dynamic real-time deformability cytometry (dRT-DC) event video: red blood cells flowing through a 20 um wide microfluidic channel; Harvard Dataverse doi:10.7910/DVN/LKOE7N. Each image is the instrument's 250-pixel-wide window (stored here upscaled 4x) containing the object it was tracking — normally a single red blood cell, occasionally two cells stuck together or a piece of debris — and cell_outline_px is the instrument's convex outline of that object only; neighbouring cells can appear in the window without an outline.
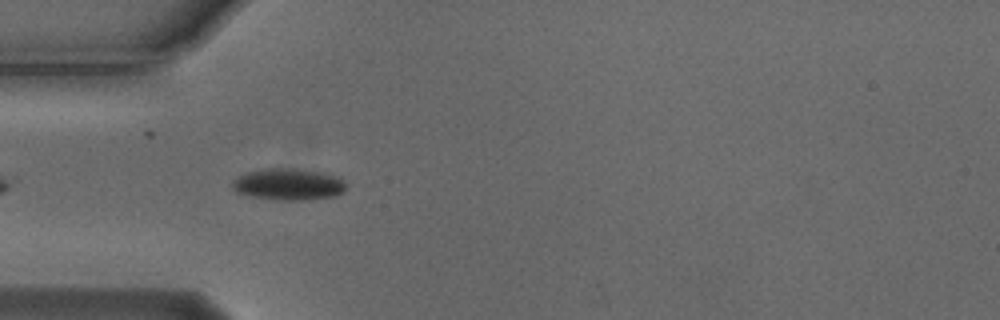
{"species": "Egyptian fruit bat (a non-hibernating species)", "species_latin": "Rousettus aegyptiacus", "temperature_condition": "cold", "stored_images_in_passage": 42, "camera_frame_rate_fps": 3000, "um_per_image_px": 0.085, "animal": {"sex": "male"}, "frame": {"image": 1, "passage_image": 4, "time_ms": 1.0, "image_size_px": [1000, 320], "cell_outline_px": [[344, 192], [336, 196], [304, 200], [280, 200], [252, 196], [240, 192], [232, 188], [232, 184], [240, 176], [248, 172], [268, 168], [296, 168], [320, 172], [332, 176], [340, 180], [344, 184]], "centroid_in_image_um": [24.53, 15.67], "position_along_channel_um": 60.5, "area_um2": 20.4}}
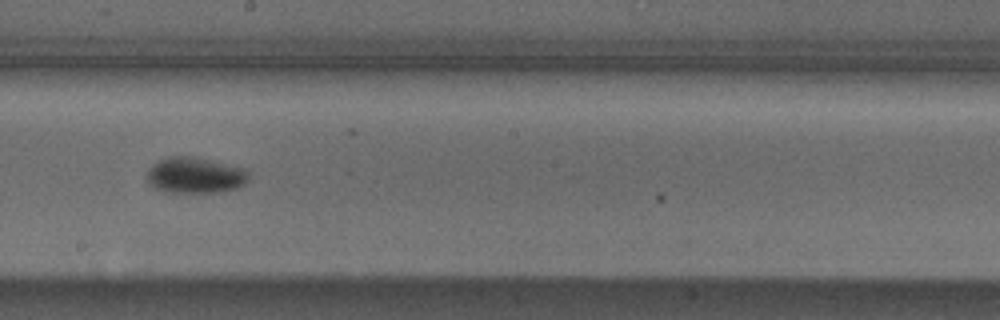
{"frame": {"image": 2, "passage_image": 18, "time_ms": 5.667, "image_size_px": [1000, 320], "cell_outline_px": [[248, 176], [244, 184], [236, 188], [216, 192], [164, 192], [148, 184], [148, 168], [160, 160], [168, 156], [192, 156], [244, 168]], "centroid_in_image_um": [16.54, 14.9], "position_along_channel_um": 231.7, "area_um2": 21.04}}
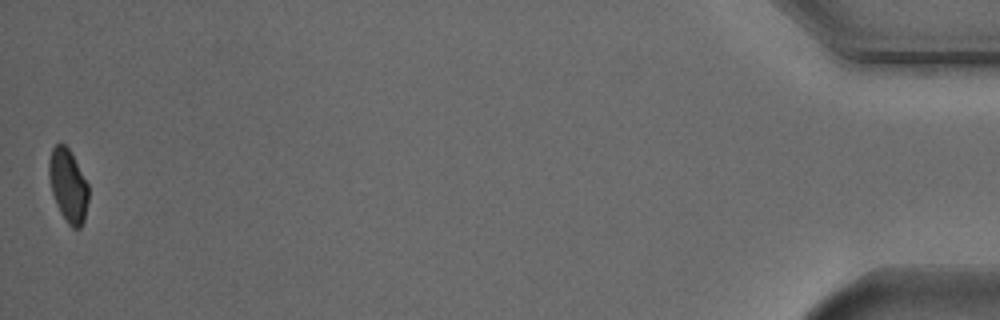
{"frame": {"image": 3, "passage_image": 42, "time_ms": 13.667, "image_size_px": [1000, 320], "cell_outline_px": [[88, 200], [84, 220], [80, 228], [72, 228], [68, 224], [60, 212], [56, 204], [52, 192], [48, 172], [48, 160], [52, 148], [56, 144], [64, 144], [68, 148], [88, 184]], "centroid_in_image_um": [5.78, 15.78], "position_along_channel_um": 429.4, "area_um2": 16.65}, "authors_computed_cell_mechanics": {"area_um2": 18.8428, "velocity_mm_per_s": 3.7243, "shape_relaxation_time_tau1_ms": 2.5372, "shape_relaxation_time_tau2_ms": null, "deformation_change_tau1": 0.0861, "deformation_change_tau2": null}}